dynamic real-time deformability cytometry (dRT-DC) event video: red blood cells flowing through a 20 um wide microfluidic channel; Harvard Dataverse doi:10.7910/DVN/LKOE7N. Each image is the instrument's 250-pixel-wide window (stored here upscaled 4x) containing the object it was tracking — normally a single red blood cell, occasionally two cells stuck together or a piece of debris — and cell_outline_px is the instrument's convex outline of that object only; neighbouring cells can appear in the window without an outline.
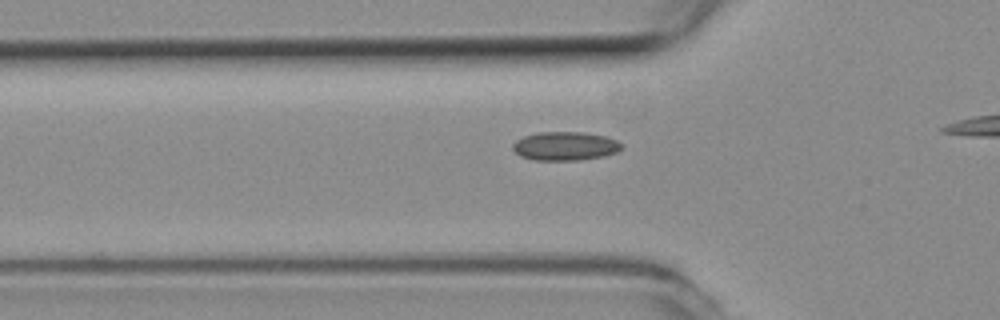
{"species": "common noctule bat (a hibernating species)", "species_latin": "Nyctalus noctula", "temperature_condition": "room temperature", "stored_images_in_passage": 17, "camera_frame_rate_fps": 3000, "um_per_image_px": 0.085, "animal": {"sex": "female", "body_mass_g": 19.3, "forearm_length_mm": 54.1}, "frame": {"image": 1, "passage_image": 8, "time_ms": 2.333, "image_size_px": [1000, 320], "cell_outline_px": [[624, 148], [616, 152], [604, 156], [580, 160], [532, 160], [520, 156], [512, 148], [512, 144], [516, 140], [524, 136], [540, 132], [580, 132], [604, 136], [616, 140]], "centroid_in_image_um": [48.01, 12.42], "position_along_channel_um": 77.8, "area_um2": 18.15}}
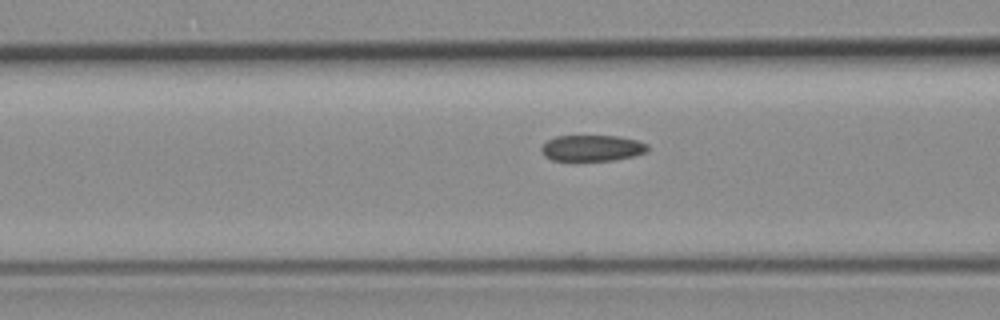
{"frame": {"image": 2, "passage_image": 11, "time_ms": 3.333, "image_size_px": [1000, 320], "cell_outline_px": [[648, 152], [616, 160], [552, 160], [544, 156], [540, 152], [540, 148], [548, 140], [556, 136], [620, 136], [636, 140], [648, 144]], "centroid_in_image_um": [50.33, 12.58], "position_along_channel_um": 116.3, "area_um2": 16.18}}
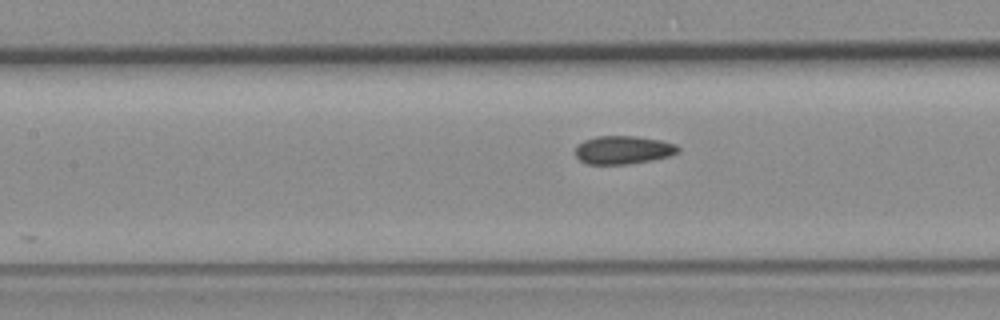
{"frame": {"image": 3, "passage_image": 14, "time_ms": 4.333, "image_size_px": [1000, 320], "cell_outline_px": [[680, 148], [676, 152], [668, 156], [652, 160], [628, 164], [588, 164], [580, 160], [576, 156], [576, 144], [584, 140], [596, 136], [636, 136], [660, 140], [676, 144]], "centroid_in_image_um": [52.94, 12.74], "position_along_channel_um": 154.5, "area_um2": 16.88}}